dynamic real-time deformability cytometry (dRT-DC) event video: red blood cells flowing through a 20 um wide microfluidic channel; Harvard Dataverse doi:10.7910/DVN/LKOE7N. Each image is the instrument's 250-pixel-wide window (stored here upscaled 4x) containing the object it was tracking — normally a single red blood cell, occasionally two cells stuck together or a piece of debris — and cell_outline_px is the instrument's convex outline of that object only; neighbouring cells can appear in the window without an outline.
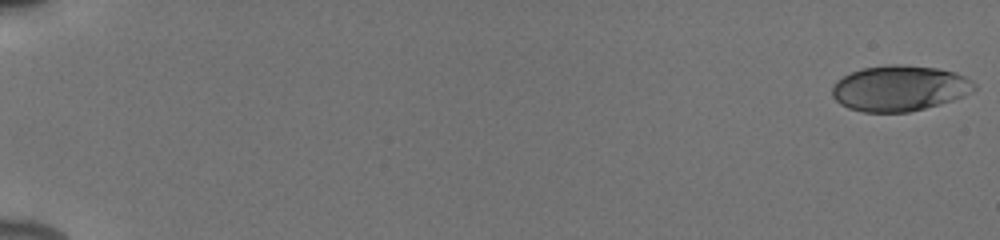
{"species": "human", "species_latin": "Homo sapiens", "temperature_condition": "cold", "stored_images_in_passage": 54, "camera_frame_rate_fps": 3000, "um_per_image_px": 0.085, "donor": {"sex": "male"}, "frame": {"image": 1, "passage_image": 1, "time_ms": 0.0, "image_size_px": [1000, 240], "cell_outline_px": [[976, 88], [972, 92], [964, 96], [940, 104], [908, 112], [864, 112], [848, 108], [840, 104], [832, 96], [832, 88], [836, 80], [852, 72], [864, 68], [892, 64], [900, 64], [936, 68], [956, 72], [972, 80], [976, 84]], "centroid_in_image_um": [76.47, 7.5], "position_along_channel_um": 8.5, "area_um2": 37.8}}
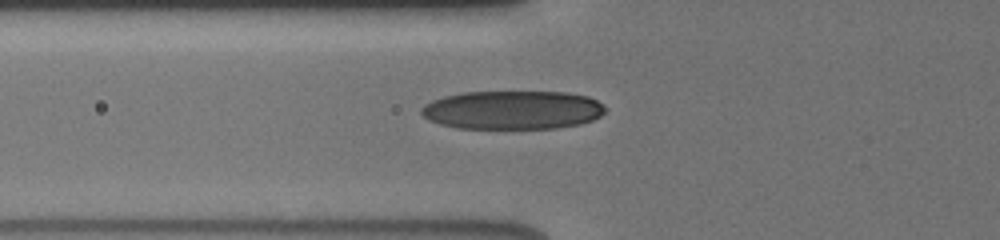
{"frame": {"image": 2, "passage_image": 22, "time_ms": 7.0, "image_size_px": [1000, 240], "cell_outline_px": [[604, 112], [600, 116], [592, 120], [580, 124], [556, 128], [456, 128], [440, 124], [428, 120], [420, 112], [420, 108], [424, 104], [432, 100], [444, 96], [464, 92], [564, 92], [588, 96], [604, 104]], "centroid_in_image_um": [43.54, 9.35], "position_along_channel_um": 82.3, "area_um2": 41.5}}
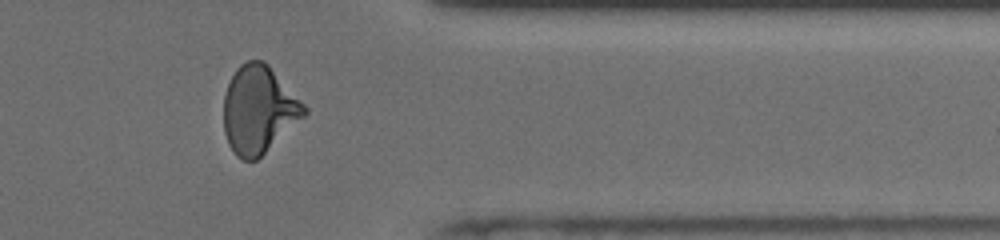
{"frame": {"image": 3, "passage_image": 46, "time_ms": 15.0, "image_size_px": [1000, 240], "cell_outline_px": [[308, 112], [304, 116], [256, 160], [244, 160], [236, 156], [228, 144], [224, 132], [224, 96], [228, 84], [236, 68], [240, 64], [248, 60], [264, 60], [268, 64], [308, 108]], "centroid_in_image_um": [21.97, 9.3], "position_along_channel_um": 389.4, "area_um2": 40.75}, "authors_computed_cell_mechanics": {"area_um2": 39.9398, "velocity_mm_per_s": 3.9323, "shape_relaxation_time_tau1_ms": 4.3215, "shape_relaxation_time_tau2_ms": 1.3642, "deformation_change_tau1": 0.1859, "deformation_change_tau2": 0.0807}}